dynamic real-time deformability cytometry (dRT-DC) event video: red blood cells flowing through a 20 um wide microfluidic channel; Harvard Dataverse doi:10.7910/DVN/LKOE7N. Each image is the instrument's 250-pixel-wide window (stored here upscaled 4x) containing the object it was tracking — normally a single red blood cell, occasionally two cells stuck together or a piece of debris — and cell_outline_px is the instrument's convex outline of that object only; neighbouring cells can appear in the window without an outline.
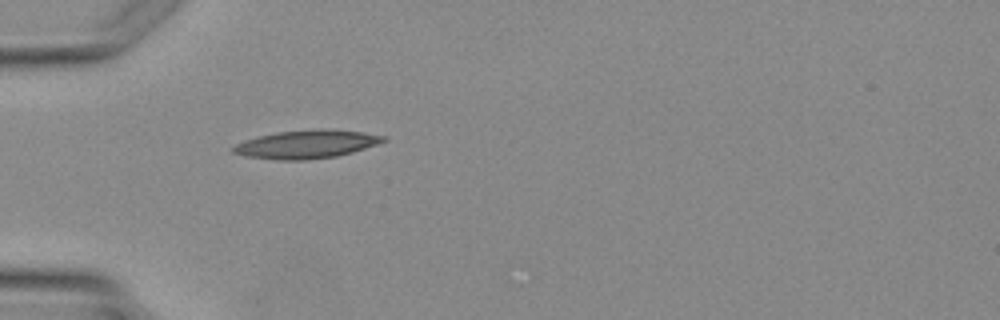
{"species": "Egyptian fruit bat (a non-hibernating species)", "species_latin": "Rousettus aegyptiacus", "temperature_condition": "warm", "stored_images_in_passage": 1, "camera_frame_rate_fps": 3000, "um_per_image_px": 0.085, "animal": {"sex": "female"}, "frame": {"image": 1, "passage_image": 1, "time_ms": 0.0, "image_size_px": [1000, 320], "cell_outline_px": [[388, 140], [352, 152], [336, 156], [304, 160], [280, 160], [248, 156], [232, 152], [232, 148], [236, 144], [244, 140], [256, 136], [276, 132], [320, 128], [364, 132], [384, 136]], "centroid_in_image_um": [26.04, 12.25], "position_along_channel_um": 59.0, "area_um2": 24.62}}